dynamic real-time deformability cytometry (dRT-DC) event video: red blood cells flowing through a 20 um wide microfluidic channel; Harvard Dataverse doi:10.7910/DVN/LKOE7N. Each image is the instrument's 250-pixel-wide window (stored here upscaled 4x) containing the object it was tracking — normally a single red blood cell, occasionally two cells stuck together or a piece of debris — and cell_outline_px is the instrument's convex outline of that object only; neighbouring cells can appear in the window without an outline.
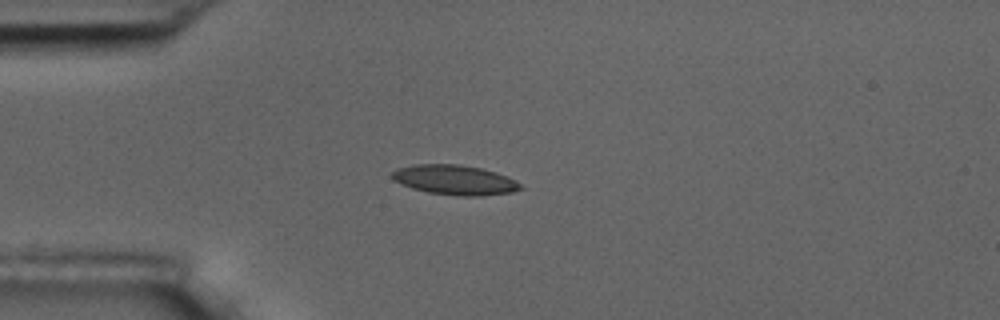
{"species": "common noctule bat (a hibernating species)", "species_latin": "Nyctalus noctula", "temperature_condition": "room temperature", "stored_images_in_passage": 6, "camera_frame_rate_fps": 3000, "um_per_image_px": 0.085, "animal": {"sex": "male", "body_mass_g": 17.5, "forearm_length_mm": 52.3}, "frame": {"image": 1, "passage_image": 4, "time_ms": 3.333, "image_size_px": [1000, 320], "cell_outline_px": [[524, 188], [512, 192], [480, 196], [464, 196], [428, 192], [412, 188], [392, 180], [392, 172], [396, 168], [412, 164], [460, 164], [480, 168], [496, 172], [508, 176], [516, 180]], "centroid_in_image_um": [38.66, 15.28], "position_along_channel_um": 46.3, "area_um2": 22.37}}
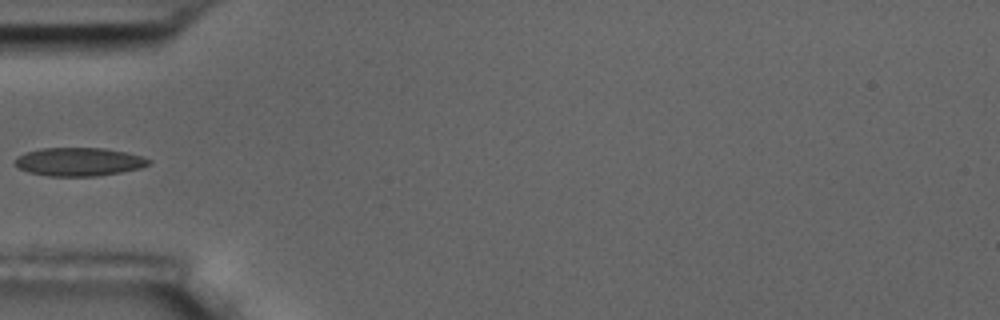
{"frame": {"image": 2, "passage_image": 5, "time_ms": 4.667, "image_size_px": [1000, 320], "cell_outline_px": [[152, 160], [148, 164], [140, 168], [120, 172], [96, 176], [48, 176], [28, 172], [12, 164], [16, 156], [24, 152], [40, 148], [104, 148], [124, 152], [140, 156]], "centroid_in_image_um": [6.63, 13.75], "position_along_channel_um": 78.4, "area_um2": 22.14}}